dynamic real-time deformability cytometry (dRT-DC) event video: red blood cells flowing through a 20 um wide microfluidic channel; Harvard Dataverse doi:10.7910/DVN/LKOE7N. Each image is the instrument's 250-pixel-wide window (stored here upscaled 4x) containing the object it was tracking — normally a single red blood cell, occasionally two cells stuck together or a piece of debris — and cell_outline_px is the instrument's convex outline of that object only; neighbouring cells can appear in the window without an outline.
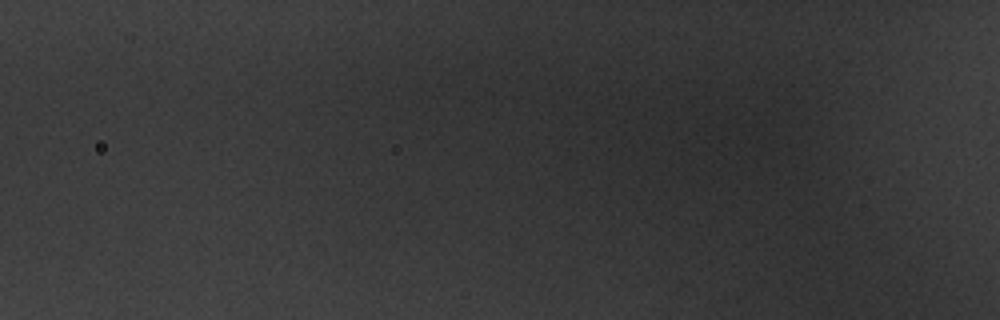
{"species": "common noctule bat (a hibernating species)", "species_latin": "Nyctalus noctula", "temperature_condition": "warm", "stored_images_in_passage": 5, "segment_of_instrument_passage": [2, 2], "camera_frame_rate_fps": 3000, "um_per_image_px": 0.085, "animal": {"sex": "male", "body_mass_g": 20.1, "forearm_length_mm": 53.5}, "frame": {"image": 1, "passage_image": 5, "time_ms": 1.333, "image_size_px": [1000, 320], "cell_outline_px": [[812, 164], [808, 176], [804, 176], [756, 164], [736, 152], [732, 140], [744, 124], [748, 120], [756, 116], [792, 120]], "centroid_in_image_um": [65.71, 12.33], "position_along_channel_um": 60.1, "area_um2": 23.0}}